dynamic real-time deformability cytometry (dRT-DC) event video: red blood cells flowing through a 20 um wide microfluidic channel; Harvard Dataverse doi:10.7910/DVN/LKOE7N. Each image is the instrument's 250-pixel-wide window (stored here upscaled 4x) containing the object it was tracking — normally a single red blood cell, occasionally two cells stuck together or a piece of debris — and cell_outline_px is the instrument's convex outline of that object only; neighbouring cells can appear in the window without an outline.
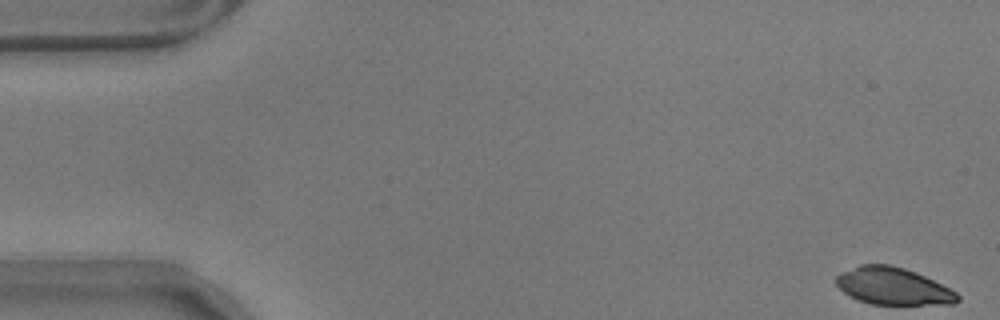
{"species": "common noctule bat (a hibernating species)", "species_latin": "Nyctalus noctula", "temperature_condition": "warm", "stored_images_in_passage": 57, "camera_frame_rate_fps": 3000, "um_per_image_px": 0.085, "animal": {"sex": "male", "body_mass_g": 17.9}, "frame": {"image": 1, "passage_image": 1, "time_ms": 0.0, "image_size_px": [1000, 320], "cell_outline_px": [[960, 300], [956, 304], [872, 304], [860, 300], [844, 292], [836, 284], [836, 276], [860, 264], [888, 264], [904, 268], [916, 272], [956, 292], [960, 296]], "centroid_in_image_um": [75.94, 24.33], "position_along_channel_um": 9.1, "area_um2": 25.89}}
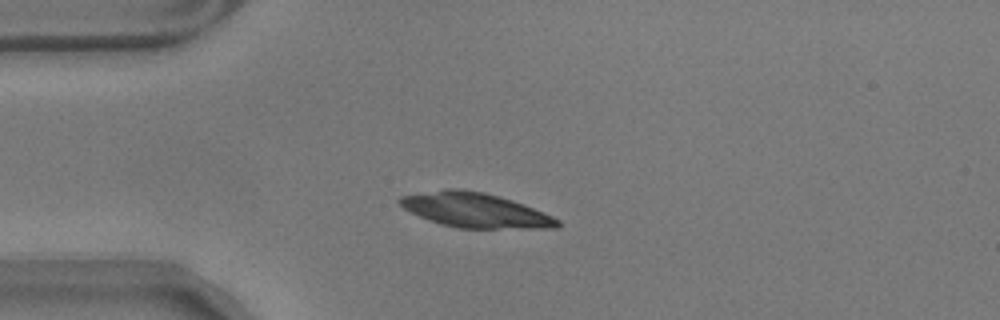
{"frame": {"image": 2, "passage_image": 14, "time_ms": 4.333, "image_size_px": [1000, 320], "cell_outline_px": [[560, 224], [556, 228], [460, 228], [440, 224], [428, 220], [404, 208], [396, 200], [400, 196], [448, 188], [460, 188], [484, 192], [512, 200], [544, 212], [560, 220]], "centroid_in_image_um": [40.38, 17.86], "position_along_channel_um": 44.6, "area_um2": 31.67}}
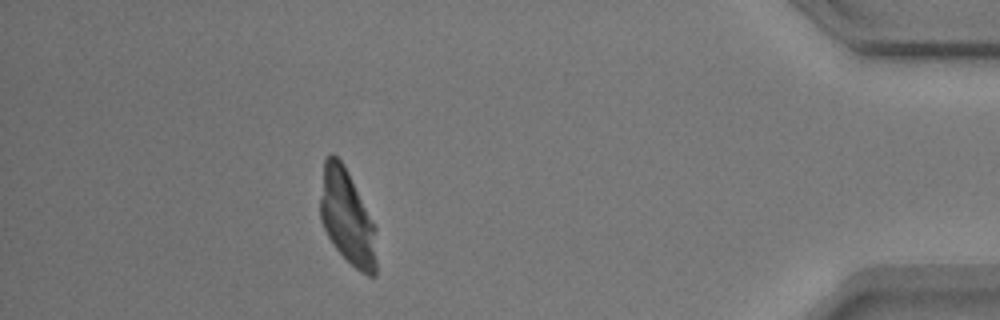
{"frame": {"image": 3, "passage_image": 51, "time_ms": 16.667, "image_size_px": [1000, 320], "cell_outline_px": [[376, 276], [368, 276], [360, 272], [332, 244], [320, 220], [320, 200], [324, 160], [332, 152], [344, 164], [376, 228]], "centroid_in_image_um": [29.51, 18.48], "position_along_channel_um": 405.7, "area_um2": 30.87}}